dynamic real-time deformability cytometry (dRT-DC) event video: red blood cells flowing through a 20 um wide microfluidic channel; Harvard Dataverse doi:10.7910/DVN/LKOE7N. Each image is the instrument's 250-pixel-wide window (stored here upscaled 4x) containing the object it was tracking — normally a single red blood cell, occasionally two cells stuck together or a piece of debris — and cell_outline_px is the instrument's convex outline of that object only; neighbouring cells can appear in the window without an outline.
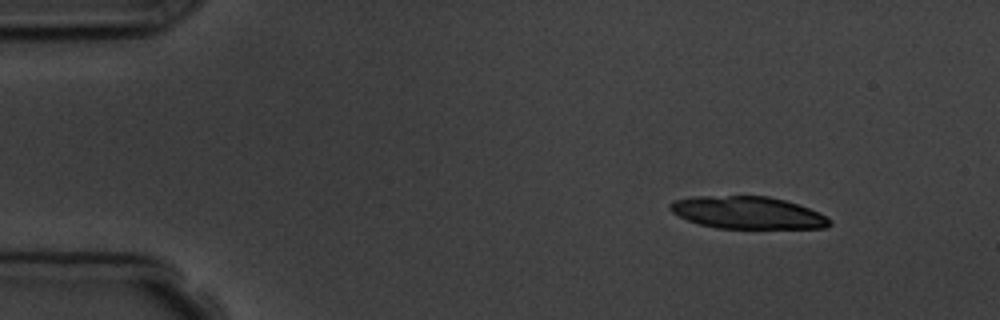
{"species": "common noctule bat (a hibernating species)", "species_latin": "Nyctalus noctula", "temperature_condition": "room temperature", "stored_images_in_passage": 5, "camera_frame_rate_fps": 3000, "um_per_image_px": 0.085, "animal": {"sex": "male", "body_mass_g": 19.5, "forearm_length_mm": 54.6}, "frame": {"image": 1, "passage_image": 1, "time_ms": 0.0, "image_size_px": [1000, 320], "cell_outline_px": [[832, 224], [824, 228], [716, 228], [700, 224], [688, 220], [672, 212], [668, 208], [668, 204], [672, 200], [692, 196], [768, 196], [784, 200], [808, 208], [832, 220]], "centroid_in_image_um": [63.49, 18.07], "position_along_channel_um": 21.5, "area_um2": 29.94}}